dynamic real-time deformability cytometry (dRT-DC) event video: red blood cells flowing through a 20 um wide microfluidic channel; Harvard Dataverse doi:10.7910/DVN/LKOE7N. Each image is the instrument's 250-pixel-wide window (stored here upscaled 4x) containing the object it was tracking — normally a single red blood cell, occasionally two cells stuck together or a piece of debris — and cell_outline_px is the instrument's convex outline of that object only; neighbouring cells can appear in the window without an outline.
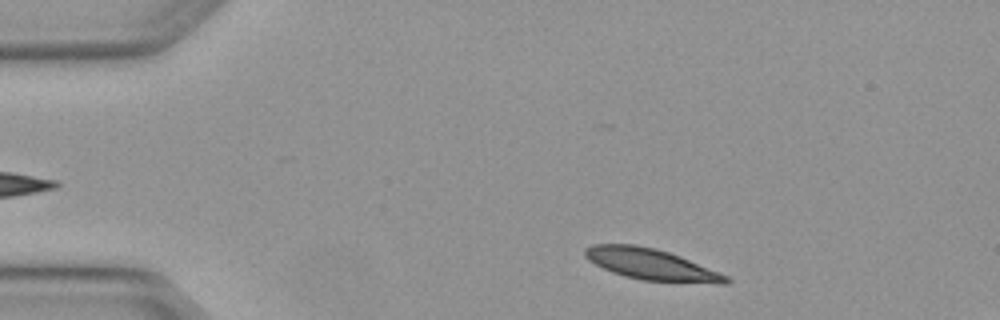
{"species": "Egyptian fruit bat (a non-hibernating species)", "species_latin": "Rousettus aegyptiacus", "temperature_condition": "warm", "stored_images_in_passage": 4, "camera_frame_rate_fps": 3000, "um_per_image_px": 0.085, "animal": {"sex": "female"}, "frame": {"image": 1, "passage_image": 4, "time_ms": 1.0, "image_size_px": [1000, 320], "cell_outline_px": [[732, 280], [728, 284], [720, 284], [640, 280], [624, 276], [612, 272], [588, 260], [584, 256], [584, 248], [592, 244], [636, 244], [656, 248], [680, 256], [728, 276]], "centroid_in_image_um": [55.35, 22.47], "position_along_channel_um": 29.7, "area_um2": 25.72}}